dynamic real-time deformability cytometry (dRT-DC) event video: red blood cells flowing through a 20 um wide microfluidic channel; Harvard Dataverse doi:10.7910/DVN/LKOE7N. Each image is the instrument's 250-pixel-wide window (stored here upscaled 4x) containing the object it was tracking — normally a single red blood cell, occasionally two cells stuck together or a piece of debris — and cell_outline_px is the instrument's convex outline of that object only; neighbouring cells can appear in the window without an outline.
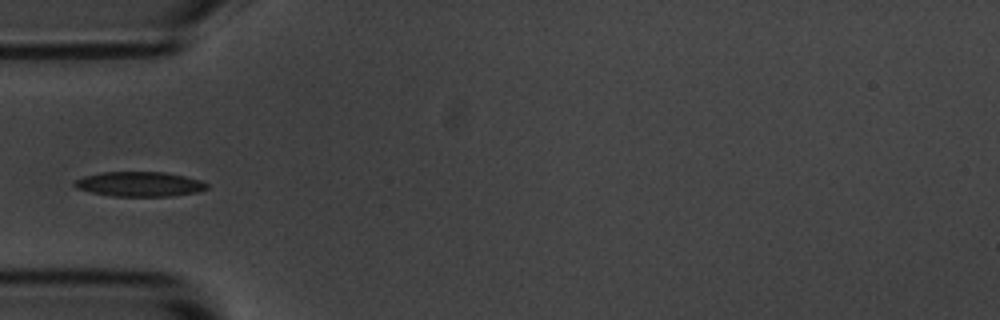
{"species": "common noctule bat (a hibernating species)", "species_latin": "Nyctalus noctula", "temperature_condition": "room temperature", "stored_images_in_passage": 6, "camera_frame_rate_fps": 3000, "um_per_image_px": 0.085, "animal": {"sex": "male", "body_mass_g": 20.1, "forearm_length_mm": 53.5}, "frame": {"image": 1, "passage_image": 6, "time_ms": 5.667, "image_size_px": [1000, 320], "cell_outline_px": [[208, 188], [200, 192], [172, 196], [112, 196], [92, 192], [76, 188], [72, 184], [72, 180], [84, 176], [100, 172], [164, 172], [184, 176], [200, 180], [208, 184]], "centroid_in_image_um": [11.84, 15.65], "position_along_channel_um": 73.2, "area_um2": 19.25}}